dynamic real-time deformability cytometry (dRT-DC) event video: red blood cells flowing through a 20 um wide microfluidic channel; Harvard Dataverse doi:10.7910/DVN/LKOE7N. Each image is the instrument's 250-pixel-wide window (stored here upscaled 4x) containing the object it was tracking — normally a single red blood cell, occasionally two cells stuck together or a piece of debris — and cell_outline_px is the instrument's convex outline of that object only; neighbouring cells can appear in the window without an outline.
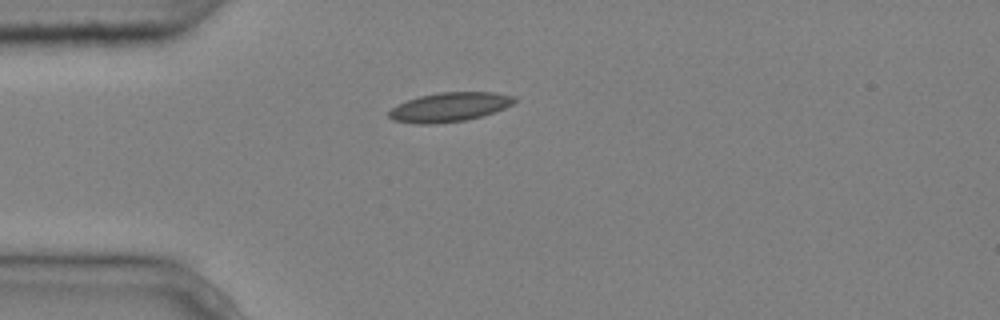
{"species": "common noctule bat (a hibernating species)", "species_latin": "Nyctalus noctula", "temperature_condition": "cold", "stored_images_in_passage": 4, "camera_frame_rate_fps": 3000, "um_per_image_px": 0.085, "animal": {"sex": "male", "body_mass_g": 20.4}, "frame": {"image": 1, "passage_image": 1, "time_ms": 0.0, "image_size_px": [1000, 320], "cell_outline_px": [[516, 100], [512, 104], [504, 108], [480, 116], [464, 120], [436, 124], [416, 124], [392, 120], [388, 116], [388, 112], [392, 108], [408, 100], [420, 96], [440, 92], [496, 92], [516, 96]], "centroid_in_image_um": [38.2, 9.1], "position_along_channel_um": 46.8, "area_um2": 21.21}}
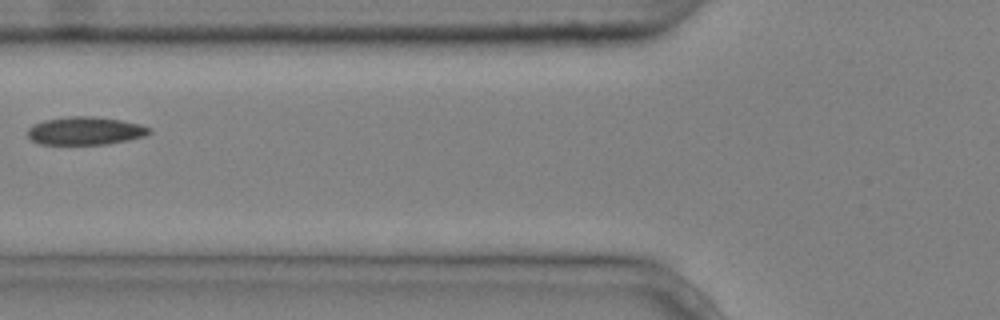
{"frame": {"image": 2, "passage_image": 3, "time_ms": 0.667, "image_size_px": [1000, 320], "cell_outline_px": [[152, 132], [144, 136], [128, 140], [108, 144], [40, 144], [32, 140], [28, 136], [28, 128], [44, 120], [72, 116], [92, 116], [120, 120], [140, 124], [152, 128]], "centroid_in_image_um": [7.28, 11.12], "position_along_channel_um": 118.5, "area_um2": 19.77}}